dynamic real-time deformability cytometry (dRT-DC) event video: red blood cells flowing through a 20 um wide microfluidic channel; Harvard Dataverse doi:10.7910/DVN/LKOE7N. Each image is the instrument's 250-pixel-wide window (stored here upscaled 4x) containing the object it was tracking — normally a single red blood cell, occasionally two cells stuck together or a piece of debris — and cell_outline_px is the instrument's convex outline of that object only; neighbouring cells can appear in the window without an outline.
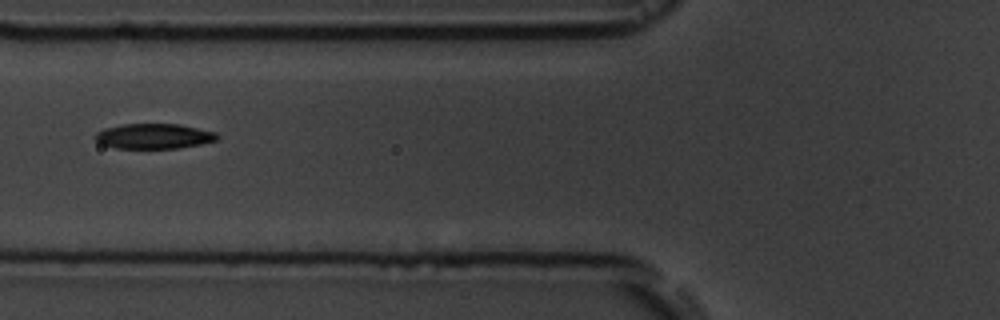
{"species": "common noctule bat (a hibernating species)", "species_latin": "Nyctalus noctula", "temperature_condition": "room temperature", "stored_images_in_passage": 5, "camera_frame_rate_fps": 3000, "um_per_image_px": 0.085, "animal": {"sex": "male", "body_mass_g": 19.5, "forearm_length_mm": 54.6}, "frame": {"image": 1, "passage_image": 3, "time_ms": 2.333, "image_size_px": [1000, 320], "cell_outline_px": [[220, 140], [200, 144], [176, 148], [116, 148], [104, 144], [96, 140], [92, 136], [96, 132], [104, 128], [124, 124], [180, 124], [216, 132], [220, 136]], "centroid_in_image_um": [13.11, 11.57], "position_along_channel_um": 112.7, "area_um2": 17.92}}
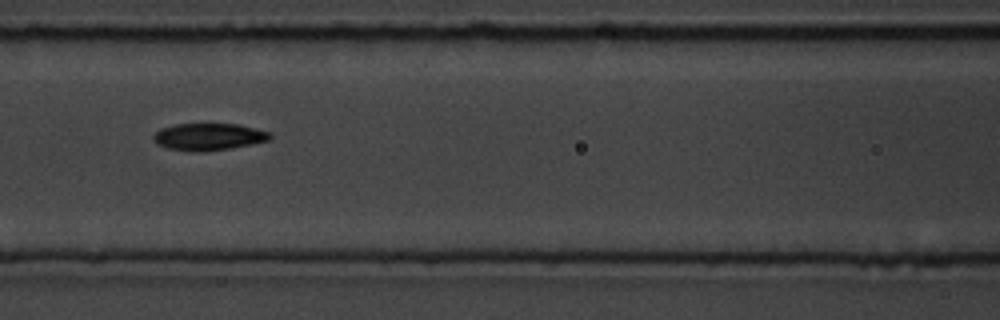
{"frame": {"image": 2, "passage_image": 4, "time_ms": 3.333, "image_size_px": [1000, 320], "cell_outline_px": [[272, 136], [268, 140], [228, 148], [204, 152], [192, 152], [168, 148], [156, 144], [152, 140], [152, 136], [160, 128], [172, 124], [240, 124], [268, 132]], "centroid_in_image_um": [17.64, 11.62], "position_along_channel_um": 149.0, "area_um2": 18.32}}
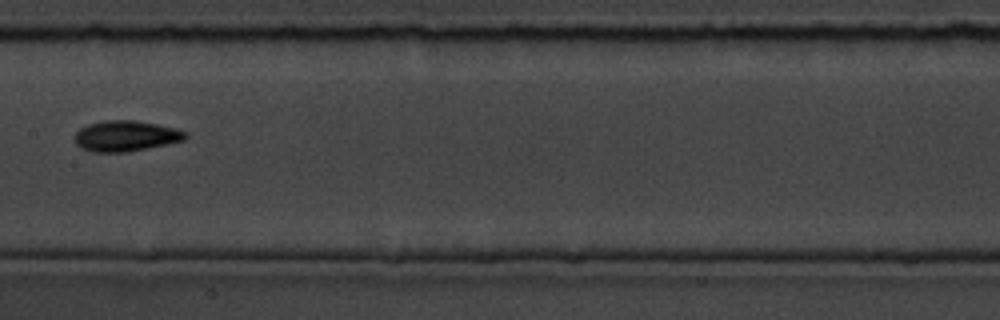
{"frame": {"image": 3, "passage_image": 5, "time_ms": 4.667, "image_size_px": [1000, 320], "cell_outline_px": [[188, 136], [184, 140], [148, 148], [128, 152], [92, 152], [80, 148], [76, 144], [72, 136], [80, 128], [88, 124], [104, 120], [136, 120], [176, 128], [188, 132]], "centroid_in_image_um": [10.66, 11.56], "position_along_channel_um": 196.7, "area_um2": 20.06}}